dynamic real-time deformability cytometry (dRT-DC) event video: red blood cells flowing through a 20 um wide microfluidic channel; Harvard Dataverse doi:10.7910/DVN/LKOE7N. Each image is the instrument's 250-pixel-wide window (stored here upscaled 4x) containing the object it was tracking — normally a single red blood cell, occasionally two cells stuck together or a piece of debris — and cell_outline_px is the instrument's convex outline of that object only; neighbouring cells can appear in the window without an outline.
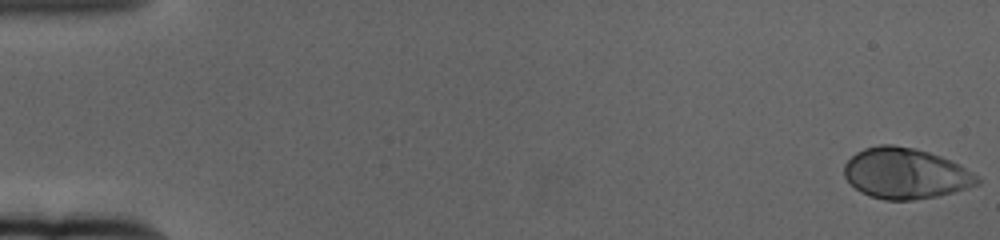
{"species": "human", "species_latin": "Homo sapiens", "temperature_condition": "cold", "stored_images_in_passage": 61, "camera_frame_rate_fps": 3000, "um_per_image_px": 0.085, "donor": {"sex": "female"}, "frame": {"image": 1, "passage_image": 1, "time_ms": 0.0, "image_size_px": [1000, 240], "cell_outline_px": [[980, 184], [952, 192], [936, 196], [912, 200], [884, 200], [860, 192], [844, 176], [844, 164], [856, 152], [864, 148], [880, 144], [892, 144], [912, 148], [928, 152], [940, 156], [964, 168], [976, 176], [980, 180]], "centroid_in_image_um": [76.92, 14.74], "position_along_channel_um": 8.1, "area_um2": 38.84}}
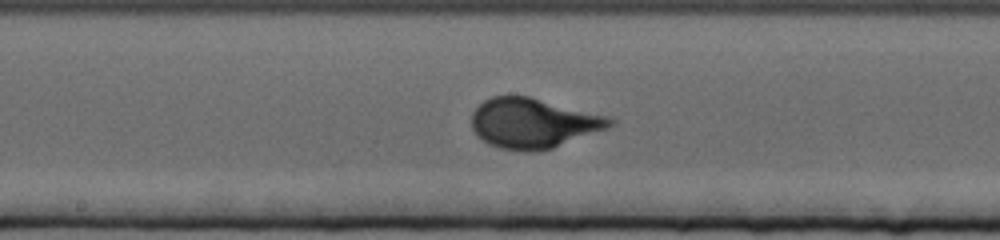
{"frame": {"image": 2, "passage_image": 33, "time_ms": 10.667, "image_size_px": [1000, 240], "cell_outline_px": [[616, 124], [608, 128], [552, 148], [532, 152], [524, 152], [500, 148], [488, 144], [476, 136], [472, 128], [472, 112], [484, 100], [492, 96], [528, 96], [608, 116], [616, 120]], "centroid_in_image_um": [45.32, 10.48], "position_along_channel_um": 202.9, "area_um2": 40.29}}
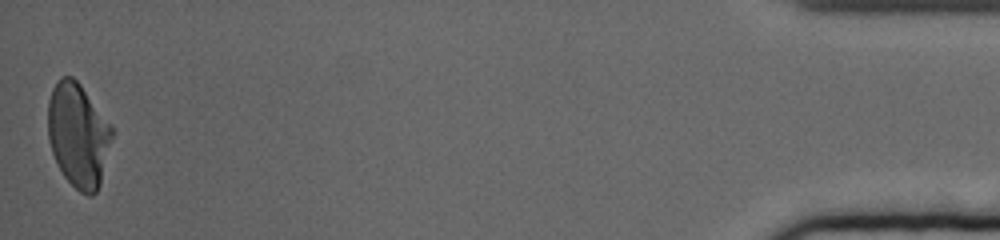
{"frame": {"image": 3, "passage_image": 61, "time_ms": 20.0, "image_size_px": [1000, 240], "cell_outline_px": [[116, 132], [100, 184], [96, 192], [92, 196], [88, 196], [80, 192], [64, 176], [52, 152], [48, 140], [48, 100], [52, 88], [56, 80], [60, 76], [72, 76], [80, 84], [112, 124]], "centroid_in_image_um": [6.68, 11.46], "position_along_channel_um": 428.5, "area_um2": 39.54}, "authors_computed_cell_mechanics": {"area_um2": 38.0902, "velocity_mm_per_s": 3.326, "shape_relaxation_time_tau1_ms": 2.948, "shape_relaxation_time_tau2_ms": null, "deformation_change_tau1": 0.178, "deformation_change_tau2": null}}